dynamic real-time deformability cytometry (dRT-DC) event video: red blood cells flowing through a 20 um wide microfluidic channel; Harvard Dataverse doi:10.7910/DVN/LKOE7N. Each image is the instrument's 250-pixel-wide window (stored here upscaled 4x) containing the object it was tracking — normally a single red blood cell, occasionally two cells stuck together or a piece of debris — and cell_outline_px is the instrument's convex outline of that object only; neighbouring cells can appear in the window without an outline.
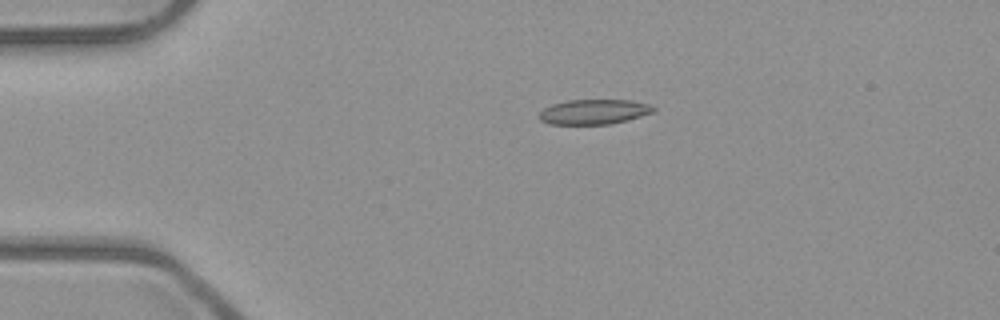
{"species": "common noctule bat (a hibernating species)", "species_latin": "Nyctalus noctula", "temperature_condition": "room temperature", "stored_images_in_passage": 42, "camera_frame_rate_fps": 3000, "um_per_image_px": 0.085, "animal": {"sex": "male", "body_mass_g": 23.1, "forearm_length_mm": 52.7}, "frame": {"image": 1, "passage_image": 1, "time_ms": 0.0, "image_size_px": [1000, 320], "cell_outline_px": [[656, 112], [628, 120], [608, 124], [548, 124], [540, 120], [540, 112], [544, 108], [552, 104], [568, 100], [632, 100], [648, 104], [656, 108]], "centroid_in_image_um": [50.52, 9.5], "position_along_channel_um": 34.5, "area_um2": 16.65}}
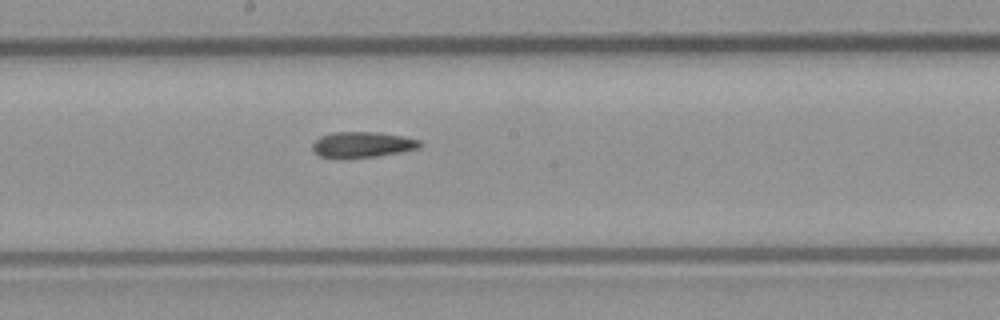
{"frame": {"image": 2, "passage_image": 18, "time_ms": 5.667, "image_size_px": [1000, 320], "cell_outline_px": [[424, 144], [420, 148], [400, 152], [376, 156], [340, 160], [320, 156], [312, 148], [312, 144], [320, 136], [332, 132], [380, 132], [404, 136], [420, 140]], "centroid_in_image_um": [30.81, 12.3], "position_along_channel_um": 217.4, "area_um2": 16.53}}
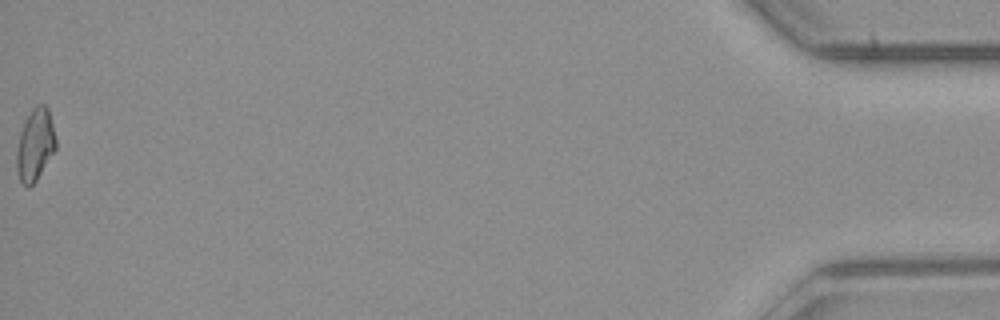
{"frame": {"image": 3, "passage_image": 42, "time_ms": 13.667, "image_size_px": [1000, 320], "cell_outline_px": [[56, 148], [36, 180], [28, 188], [20, 180], [16, 168], [16, 152], [20, 132], [32, 108], [36, 104], [44, 104], [48, 108], [56, 140]], "centroid_in_image_um": [2.98, 12.3], "position_along_channel_um": 432.2, "area_um2": 16.18}, "authors_computed_cell_mechanics": {"area_um2": 16.2996, "velocity_mm_per_s": 3.9919, "shape_relaxation_time_tau1_ms": null, "shape_relaxation_time_tau2_ms": 10.4669, "deformation_change_tau1": null, "deformation_change_tau2": 0.1859}}